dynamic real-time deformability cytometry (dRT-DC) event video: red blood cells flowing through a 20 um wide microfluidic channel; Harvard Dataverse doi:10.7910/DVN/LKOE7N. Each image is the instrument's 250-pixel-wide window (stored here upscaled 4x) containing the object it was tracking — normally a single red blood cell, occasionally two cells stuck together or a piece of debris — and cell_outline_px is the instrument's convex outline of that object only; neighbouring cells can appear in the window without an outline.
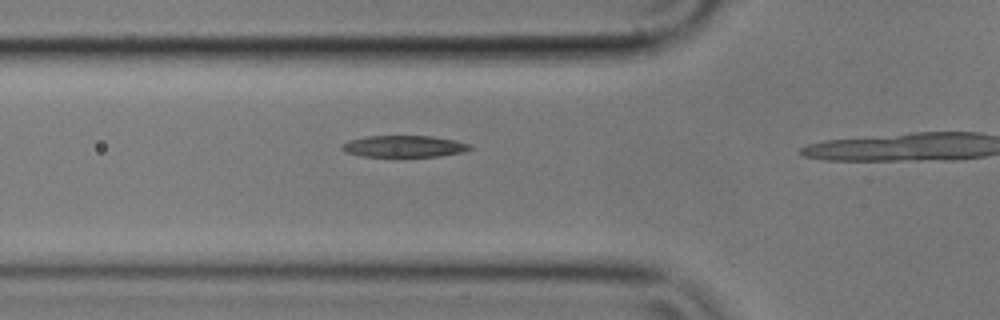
{"species": "common noctule bat (a hibernating species)", "species_latin": "Nyctalus noctula", "temperature_condition": "cold", "stored_images_in_passage": 16, "camera_frame_rate_fps": 3000, "um_per_image_px": 0.085, "animal": {"sex": "male", "body_mass_g": 17.9}, "frame": {"image": 1, "passage_image": 12, "time_ms": 3.667, "image_size_px": [1000, 320], "cell_outline_px": [[476, 148], [464, 152], [440, 156], [396, 160], [364, 156], [344, 152], [340, 148], [340, 144], [348, 140], [368, 136], [432, 136], [472, 144]], "centroid_in_image_um": [34.34, 12.49], "position_along_channel_um": 91.5, "area_um2": 17.34}}